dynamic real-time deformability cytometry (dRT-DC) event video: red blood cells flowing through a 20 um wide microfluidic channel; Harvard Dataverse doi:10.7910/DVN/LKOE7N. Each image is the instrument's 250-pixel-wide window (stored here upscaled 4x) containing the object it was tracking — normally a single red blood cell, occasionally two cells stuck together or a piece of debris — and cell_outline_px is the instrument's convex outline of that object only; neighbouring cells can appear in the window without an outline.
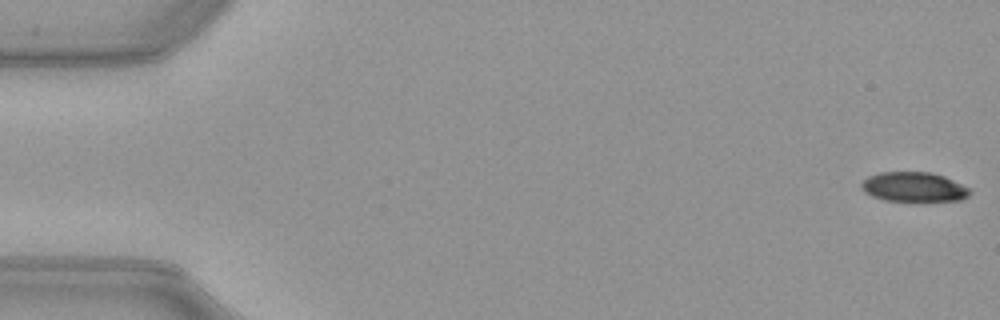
{"species": "common noctule bat (a hibernating species)", "species_latin": "Nyctalus noctula", "temperature_condition": "warm", "stored_images_in_passage": 52, "camera_frame_rate_fps": 3000, "um_per_image_px": 0.085, "animal": {"sex": "female", "body_mass_g": 21.9}, "frame": {"image": 1, "passage_image": 1, "time_ms": 0.0, "image_size_px": [1000, 320], "cell_outline_px": [[972, 192], [968, 196], [960, 200], [924, 204], [916, 204], [884, 200], [872, 196], [864, 192], [860, 188], [860, 184], [868, 176], [880, 172], [932, 172], [944, 176], [968, 188]], "centroid_in_image_um": [77.67, 15.95], "position_along_channel_um": 7.3, "area_um2": 19.71}}
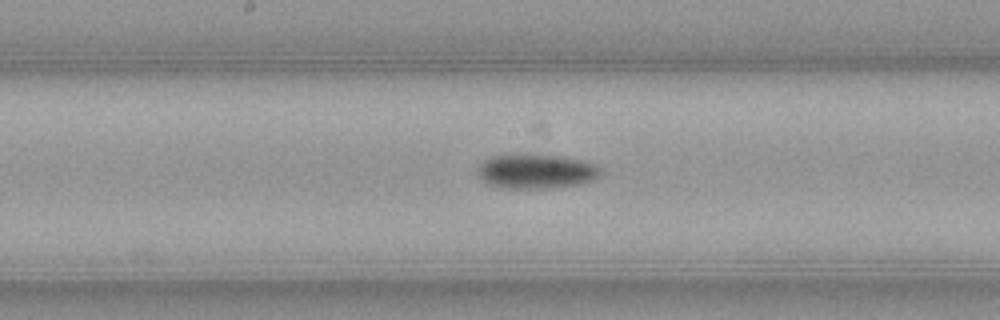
{"frame": {"image": 2, "passage_image": 27, "time_ms": 8.667, "image_size_px": [1000, 320], "cell_outline_px": [[600, 176], [596, 180], [580, 184], [552, 188], [500, 188], [488, 184], [480, 176], [480, 164], [488, 156], [516, 152], [532, 152], [560, 156], [584, 160], [596, 164], [600, 168]], "centroid_in_image_um": [45.6, 14.52], "position_along_channel_um": 202.6, "area_um2": 25.61}}
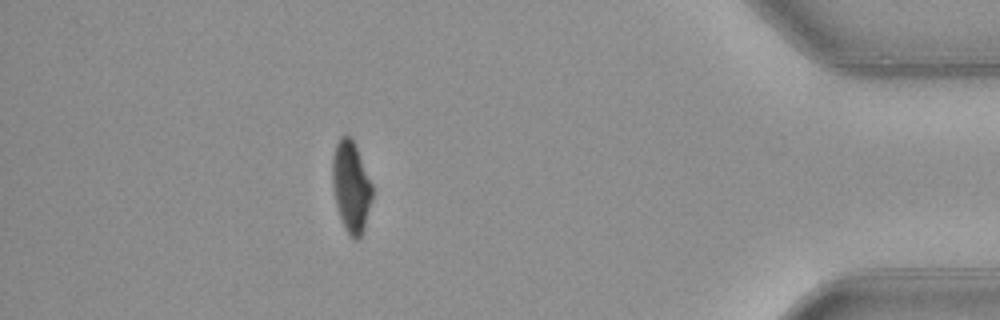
{"frame": {"image": 3, "passage_image": 46, "time_ms": 15.0, "image_size_px": [1000, 320], "cell_outline_px": [[372, 200], [364, 228], [360, 236], [356, 240], [348, 236], [344, 228], [336, 204], [332, 184], [332, 156], [336, 144], [340, 136], [344, 132], [348, 132], [352, 136], [356, 144], [372, 184]], "centroid_in_image_um": [29.83, 15.79], "position_along_channel_um": 405.4, "area_um2": 21.56}, "authors_computed_cell_mechanics": {"area_um2": 22.253, "velocity_mm_per_s": 4.0019, "shape_relaxation_time_tau1_ms": 4.0216, "shape_relaxation_time_tau2_ms": null, "deformation_change_tau1": 0.1487, "deformation_change_tau2": null}}